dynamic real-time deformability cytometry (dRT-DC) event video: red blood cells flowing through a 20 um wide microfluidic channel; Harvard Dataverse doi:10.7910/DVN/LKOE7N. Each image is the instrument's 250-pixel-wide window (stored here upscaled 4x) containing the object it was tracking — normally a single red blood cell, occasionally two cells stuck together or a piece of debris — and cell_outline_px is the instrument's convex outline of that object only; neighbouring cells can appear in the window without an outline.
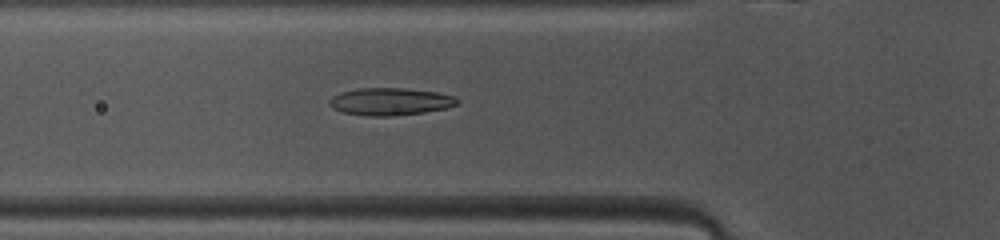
{"species": "common noctule bat (a hibernating species)", "species_latin": "Nyctalus noctula", "temperature_condition": "warm", "stored_images_in_passage": 37, "camera_frame_rate_fps": 3000, "um_per_image_px": 0.085, "animal": {"sex": "female", "body_mass_g": 10.0, "forearm_length_mm": 53.1}, "frame": {"image": 1, "passage_image": 9, "time_ms": 2.667, "image_size_px": [1000, 240], "cell_outline_px": [[460, 104], [448, 108], [424, 112], [392, 116], [368, 116], [344, 112], [332, 108], [328, 104], [328, 100], [332, 96], [340, 92], [360, 88], [404, 88], [436, 92], [456, 96], [460, 100]], "centroid_in_image_um": [33.2, 8.63], "position_along_channel_um": 92.6, "area_um2": 20.63}}
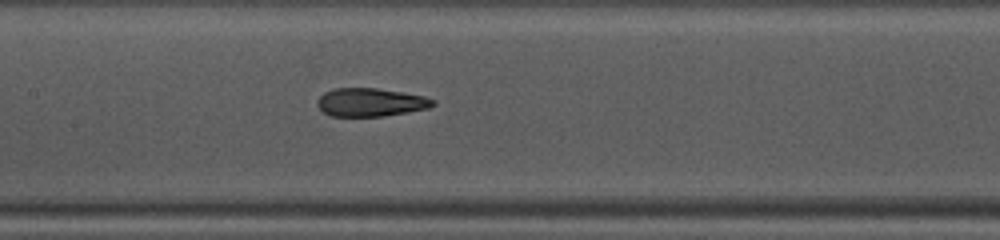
{"frame": {"image": 2, "passage_image": 15, "time_ms": 4.667, "image_size_px": [1000, 240], "cell_outline_px": [[436, 104], [428, 108], [408, 112], [384, 116], [328, 116], [316, 104], [316, 100], [324, 92], [336, 88], [376, 88], [424, 96], [436, 100]], "centroid_in_image_um": [31.49, 8.7], "position_along_channel_um": 175.9, "area_um2": 19.07}}
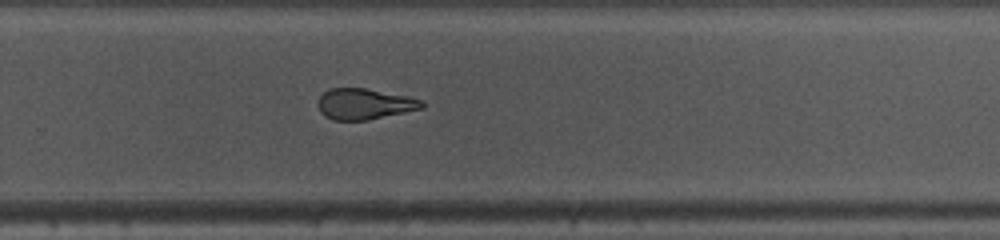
{"frame": {"image": 3, "passage_image": 24, "time_ms": 7.667, "image_size_px": [1000, 240], "cell_outline_px": [[424, 108], [368, 120], [332, 120], [324, 116], [320, 112], [316, 104], [320, 96], [328, 88], [364, 88], [408, 96], [420, 100], [424, 104]], "centroid_in_image_um": [30.93, 8.84], "position_along_channel_um": 298.9, "area_um2": 18.79}, "authors_computed_cell_mechanics": {"area_um2": 20.1144, "velocity_mm_per_s": 4.1175, "shape_relaxation_time_tau1_ms": 10.899, "shape_relaxation_time_tau2_ms": 1.8152, "deformation_change_tau1": 0.259, "deformation_change_tau2": 0.0924}}